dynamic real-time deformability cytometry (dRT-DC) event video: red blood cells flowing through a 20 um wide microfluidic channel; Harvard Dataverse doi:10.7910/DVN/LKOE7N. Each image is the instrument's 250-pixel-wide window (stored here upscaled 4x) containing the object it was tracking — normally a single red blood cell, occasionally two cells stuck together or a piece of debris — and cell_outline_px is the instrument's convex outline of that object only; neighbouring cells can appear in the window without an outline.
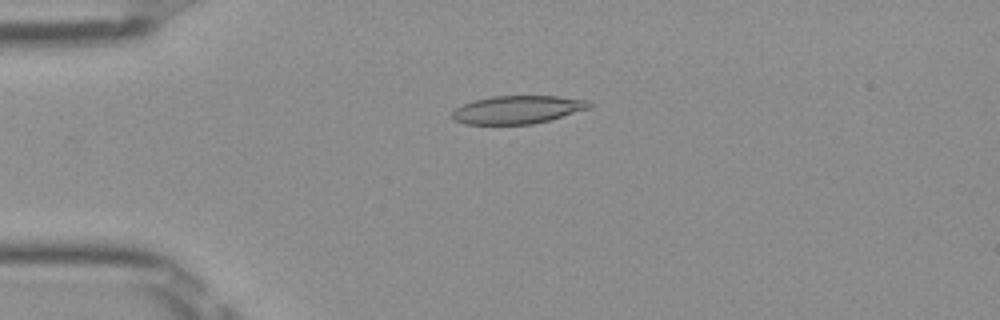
{"species": "Egyptian fruit bat (a non-hibernating species)", "species_latin": "Rousettus aegyptiacus", "temperature_condition": "room temperature", "stored_images_in_passage": 50, "camera_frame_rate_fps": 3000, "um_per_image_px": 0.085, "frame": {"image": 1, "passage_image": 12, "time_ms": 3.667, "image_size_px": [1000, 320], "cell_outline_px": [[592, 108], [548, 120], [532, 124], [464, 124], [452, 120], [452, 112], [456, 108], [472, 100], [492, 96], [556, 96], [588, 100], [592, 104]], "centroid_in_image_um": [43.98, 9.32], "position_along_channel_um": 41.0, "area_um2": 22.48}}
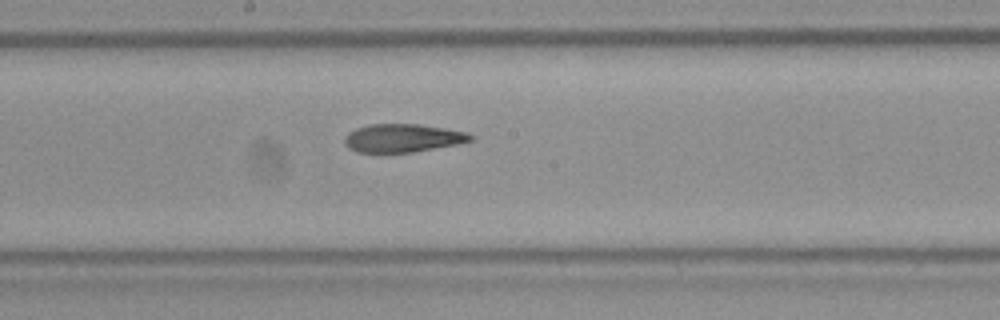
{"frame": {"image": 2, "passage_image": 27, "time_ms": 8.667, "image_size_px": [1000, 320], "cell_outline_px": [[476, 136], [472, 140], [456, 144], [412, 152], [356, 152], [348, 148], [344, 144], [344, 136], [348, 132], [356, 128], [368, 124], [420, 124], [468, 132]], "centroid_in_image_um": [34.21, 11.72], "position_along_channel_um": 214.0, "area_um2": 20.81}}
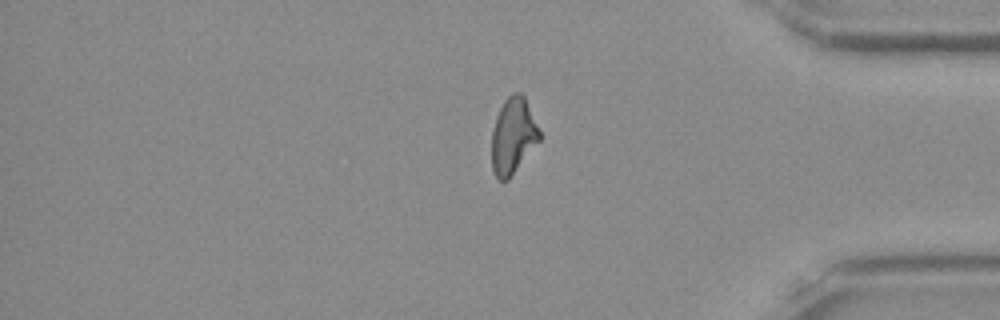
{"frame": {"image": 3, "passage_image": 42, "time_ms": 13.667, "image_size_px": [1000, 320], "cell_outline_px": [[540, 140], [508, 180], [500, 180], [496, 176], [492, 168], [492, 132], [496, 116], [504, 100], [512, 92], [520, 92], [524, 96], [540, 132]], "centroid_in_image_um": [43.6, 11.54], "position_along_channel_um": 391.6, "area_um2": 20.92}, "authors_computed_cell_mechanics": {"area_um2": 21.9351, "velocity_mm_per_s": 3.9981, "shape_relaxation_time_tau1_ms": null, "shape_relaxation_time_tau2_ms": 3.1887, "deformation_change_tau1": null, "deformation_change_tau2": 0.1122}}